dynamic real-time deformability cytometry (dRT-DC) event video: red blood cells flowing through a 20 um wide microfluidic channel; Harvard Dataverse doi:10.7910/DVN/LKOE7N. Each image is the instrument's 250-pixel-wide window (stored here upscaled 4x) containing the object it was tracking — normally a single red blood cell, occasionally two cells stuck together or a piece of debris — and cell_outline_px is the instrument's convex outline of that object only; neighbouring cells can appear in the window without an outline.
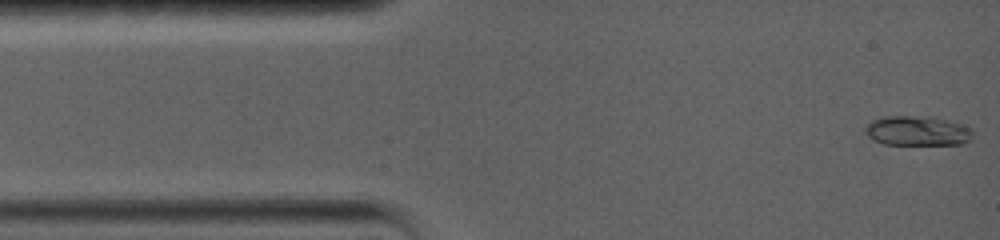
{"species": "common noctule bat (a hibernating species)", "species_latin": "Nyctalus noctula", "temperature_condition": "warm", "stored_images_in_passage": 6, "camera_frame_rate_fps": 5000, "um_per_image_px": 0.085, "animal": {"sex": "female", "body_mass_g": 19.0, "forearm_length_mm": 56.7}, "frame": {"image": 1, "passage_image": 1, "time_ms": 0.0, "image_size_px": [1000, 240], "cell_outline_px": [[972, 140], [960, 144], [884, 144], [872, 140], [864, 132], [864, 128], [872, 120], [888, 116], [928, 116], [952, 120], [972, 128]], "centroid_in_image_um": [78.0, 11.11], "position_along_channel_um": 7.0, "area_um2": 18.84}}
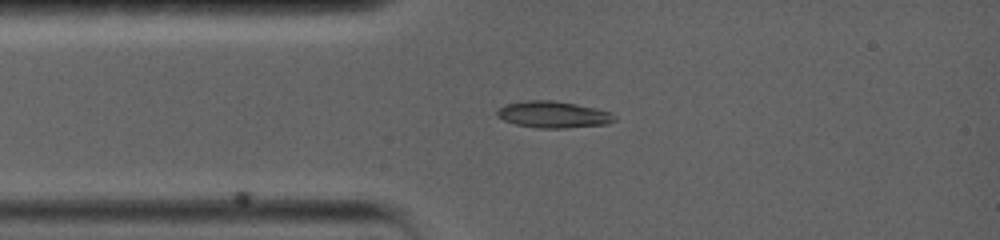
{"frame": {"image": 2, "passage_image": 5, "time_ms": 2.8, "image_size_px": [1000, 240], "cell_outline_px": [[616, 120], [608, 124], [568, 128], [536, 128], [516, 124], [504, 120], [496, 116], [496, 108], [504, 104], [528, 100], [552, 100], [576, 104], [596, 108], [612, 112], [616, 116]], "centroid_in_image_um": [47.02, 9.73], "position_along_channel_um": 38.0, "area_um2": 18.5}}